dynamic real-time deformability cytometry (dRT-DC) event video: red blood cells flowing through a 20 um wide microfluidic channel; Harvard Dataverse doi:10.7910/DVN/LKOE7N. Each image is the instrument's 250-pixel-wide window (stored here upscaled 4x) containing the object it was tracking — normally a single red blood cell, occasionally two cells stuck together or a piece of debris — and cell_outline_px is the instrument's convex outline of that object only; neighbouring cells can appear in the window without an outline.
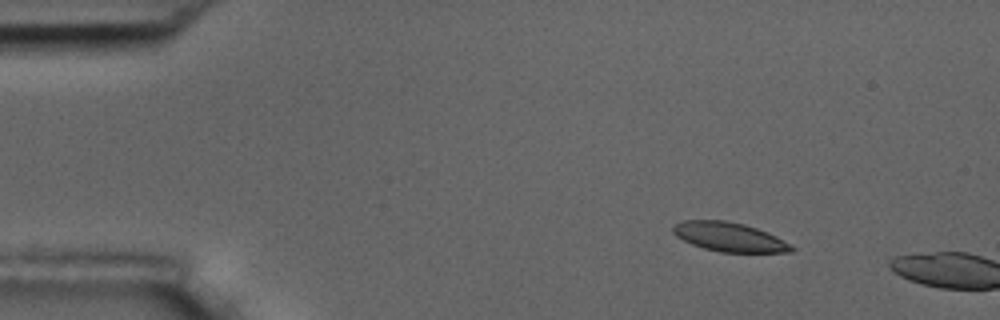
{"species": "common noctule bat (a hibernating species)", "species_latin": "Nyctalus noctula", "temperature_condition": "room temperature", "stored_images_in_passage": 3, "camera_frame_rate_fps": 3000, "um_per_image_px": 0.085, "animal": {"sex": "male", "body_mass_g": 17.5, "forearm_length_mm": 52.3}, "frame": {"image": 1, "passage_image": 2, "time_ms": 1.333, "image_size_px": [1000, 320], "cell_outline_px": [[796, 248], [792, 252], [720, 252], [704, 248], [692, 244], [676, 236], [672, 232], [672, 228], [676, 224], [684, 220], [728, 220], [744, 224], [768, 232], [792, 244]], "centroid_in_image_um": [62.02, 20.14], "position_along_channel_um": 23.0, "area_um2": 20.17}}